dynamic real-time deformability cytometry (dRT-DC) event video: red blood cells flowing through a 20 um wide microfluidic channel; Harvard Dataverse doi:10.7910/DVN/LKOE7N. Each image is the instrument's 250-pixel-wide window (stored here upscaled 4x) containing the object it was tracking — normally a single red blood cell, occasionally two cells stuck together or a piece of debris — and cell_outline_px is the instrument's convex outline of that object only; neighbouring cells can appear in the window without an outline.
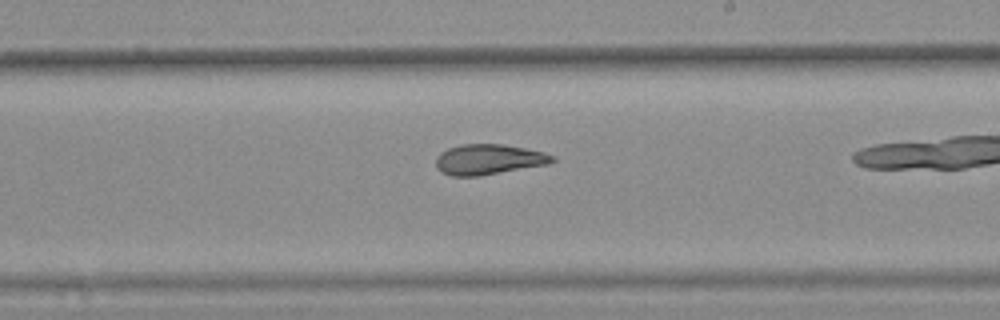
{"species": "common noctule bat (a hibernating species)", "species_latin": "Nyctalus noctula", "temperature_condition": "warm", "stored_images_in_passage": 37, "camera_frame_rate_fps": 3000, "um_per_image_px": 0.085, "animal": {"sex": "female", "body_mass_g": 25.1}, "frame": {"image": 1, "passage_image": 27, "time_ms": 8.667, "image_size_px": [1000, 320], "cell_outline_px": [[556, 160], [552, 164], [476, 176], [452, 176], [440, 172], [436, 168], [436, 156], [440, 152], [448, 148], [460, 144], [504, 144], [544, 152], [556, 156]], "centroid_in_image_um": [41.55, 13.55], "position_along_channel_um": 247.5, "area_um2": 20.87}}